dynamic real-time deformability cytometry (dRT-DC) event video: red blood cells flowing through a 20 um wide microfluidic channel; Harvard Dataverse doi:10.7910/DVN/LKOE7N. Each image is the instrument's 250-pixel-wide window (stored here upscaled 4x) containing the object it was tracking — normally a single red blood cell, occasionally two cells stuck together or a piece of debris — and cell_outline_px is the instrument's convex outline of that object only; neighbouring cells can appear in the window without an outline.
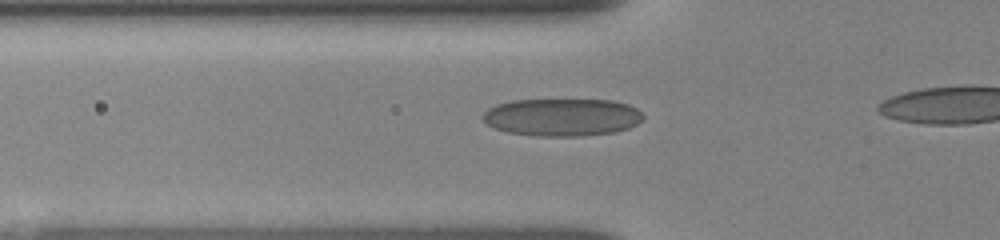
{"species": "human", "species_latin": "Homo sapiens", "temperature_condition": "room temperature", "stored_images_in_passage": 16, "camera_frame_rate_fps": 3000, "um_per_image_px": 0.085, "donor": {"sex": "female"}, "frame": {"image": 1, "passage_image": 9, "time_ms": 4.333, "image_size_px": [1000, 240], "cell_outline_px": [[644, 116], [636, 124], [628, 128], [616, 132], [580, 136], [536, 136], [508, 132], [496, 128], [488, 124], [480, 116], [488, 108], [496, 104], [512, 100], [612, 100], [628, 104], [636, 108]], "centroid_in_image_um": [47.76, 9.96], "position_along_channel_um": 78.0, "area_um2": 35.14}}
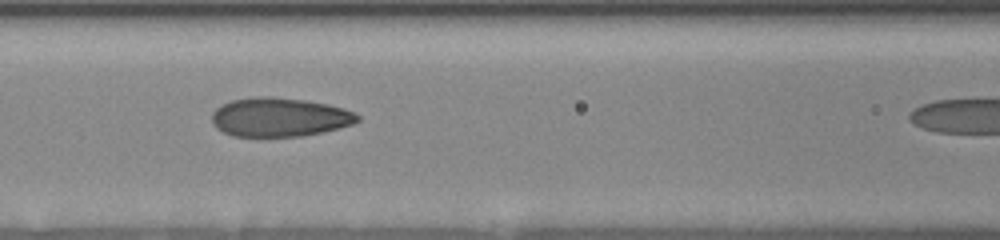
{"frame": {"image": 2, "passage_image": 12, "time_ms": 6.0, "image_size_px": [1000, 240], "cell_outline_px": [[360, 120], [352, 124], [340, 128], [300, 136], [232, 136], [216, 128], [212, 124], [212, 112], [216, 108], [232, 100], [256, 96], [268, 96], [304, 100], [328, 104], [344, 108], [356, 112], [360, 116]], "centroid_in_image_um": [23.77, 9.95], "position_along_channel_um": 142.8, "area_um2": 33.06}}
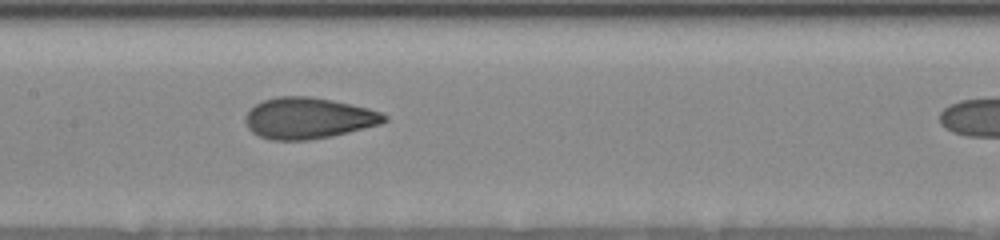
{"frame": {"image": 3, "passage_image": 14, "time_ms": 7.0, "image_size_px": [1000, 240], "cell_outline_px": [[388, 120], [380, 124], [332, 136], [308, 140], [272, 140], [260, 136], [252, 132], [248, 128], [244, 120], [244, 116], [256, 104], [264, 100], [276, 96], [308, 96], [332, 100], [352, 104], [368, 108], [380, 112], [388, 116]], "centroid_in_image_um": [26.2, 10.04], "position_along_channel_um": 181.2, "area_um2": 33.29}}